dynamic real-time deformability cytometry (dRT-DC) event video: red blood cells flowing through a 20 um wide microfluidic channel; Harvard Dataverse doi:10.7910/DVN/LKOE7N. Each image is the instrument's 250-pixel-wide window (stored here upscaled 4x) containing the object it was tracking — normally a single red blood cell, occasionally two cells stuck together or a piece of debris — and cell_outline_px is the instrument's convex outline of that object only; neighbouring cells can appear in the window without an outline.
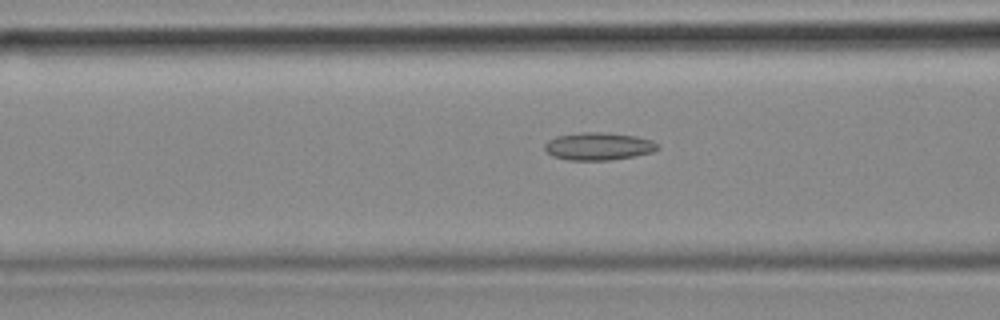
{"species": "common noctule bat (a hibernating species)", "species_latin": "Nyctalus noctula", "temperature_condition": "cold", "stored_images_in_passage": 55, "camera_frame_rate_fps": 3000, "um_per_image_px": 0.085, "animal": {"sex": "female", "body_mass_g": 18.4}, "frame": {"image": 1, "passage_image": 21, "time_ms": 6.667, "image_size_px": [1000, 320], "cell_outline_px": [[660, 148], [652, 152], [636, 156], [608, 160], [568, 160], [552, 156], [544, 148], [544, 144], [548, 140], [556, 136], [584, 132], [600, 132], [636, 136], [652, 140], [660, 144]], "centroid_in_image_um": [50.89, 12.44], "position_along_channel_um": 115.7, "area_um2": 18.26}}
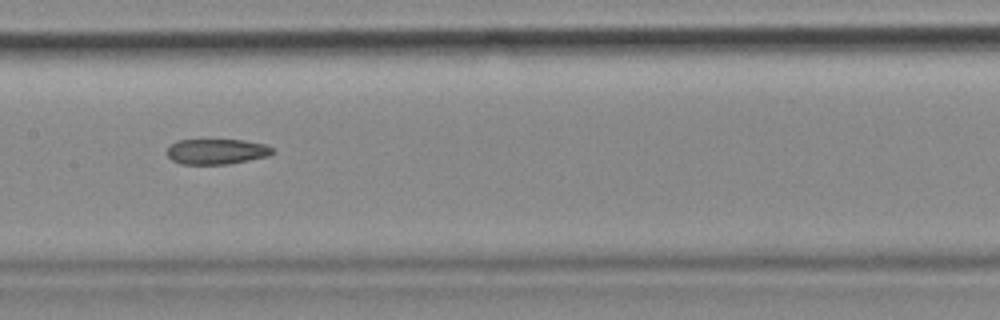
{"frame": {"image": 2, "passage_image": 27, "time_ms": 8.667, "image_size_px": [1000, 320], "cell_outline_px": [[276, 152], [268, 156], [228, 164], [180, 164], [172, 160], [168, 156], [168, 148], [176, 140], [244, 140], [264, 144], [272, 148]], "centroid_in_image_um": [18.42, 12.88], "position_along_channel_um": 189.0, "area_um2": 15.55}}
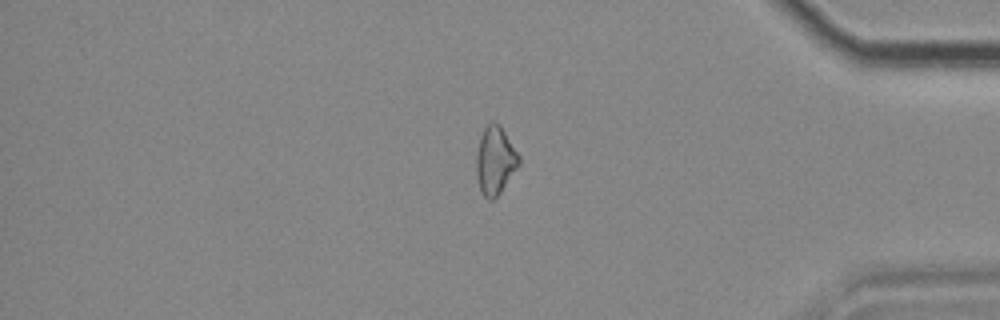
{"frame": {"image": 3, "passage_image": 46, "time_ms": 15.0, "image_size_px": [1000, 320], "cell_outline_px": [[520, 164], [500, 192], [492, 200], [488, 200], [480, 192], [476, 176], [476, 156], [480, 136], [484, 128], [492, 120], [500, 124], [520, 156]], "centroid_in_image_um": [42.08, 13.63], "position_along_channel_um": 393.1, "area_um2": 16.99}}